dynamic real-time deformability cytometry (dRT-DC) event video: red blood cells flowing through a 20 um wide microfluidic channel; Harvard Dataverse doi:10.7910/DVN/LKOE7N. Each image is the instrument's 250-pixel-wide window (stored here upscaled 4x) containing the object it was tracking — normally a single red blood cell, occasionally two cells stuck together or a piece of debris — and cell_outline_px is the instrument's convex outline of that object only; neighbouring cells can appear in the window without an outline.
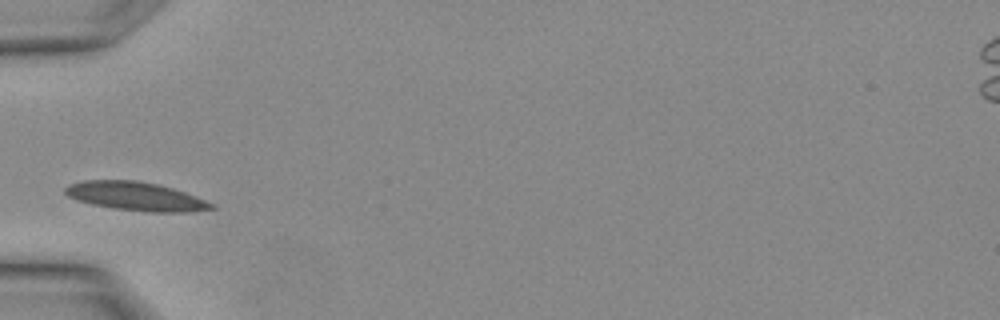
{"species": "Egyptian fruit bat (a non-hibernating species)", "species_latin": "Rousettus aegyptiacus", "temperature_condition": "warm", "stored_images_in_passage": 1, "camera_frame_rate_fps": 3000, "um_per_image_px": 0.085, "animal": {"sex": "female"}, "frame": {"image": 1, "passage_image": 1, "time_ms": 0.0, "image_size_px": [1000, 320], "cell_outline_px": [[216, 208], [192, 212], [144, 212], [112, 208], [92, 204], [76, 200], [68, 196], [64, 192], [64, 188], [68, 184], [84, 180], [136, 180], [156, 184], [172, 188], [196, 196], [216, 204]], "centroid_in_image_um": [11.55, 16.69], "position_along_channel_um": 73.4, "area_um2": 24.62}}